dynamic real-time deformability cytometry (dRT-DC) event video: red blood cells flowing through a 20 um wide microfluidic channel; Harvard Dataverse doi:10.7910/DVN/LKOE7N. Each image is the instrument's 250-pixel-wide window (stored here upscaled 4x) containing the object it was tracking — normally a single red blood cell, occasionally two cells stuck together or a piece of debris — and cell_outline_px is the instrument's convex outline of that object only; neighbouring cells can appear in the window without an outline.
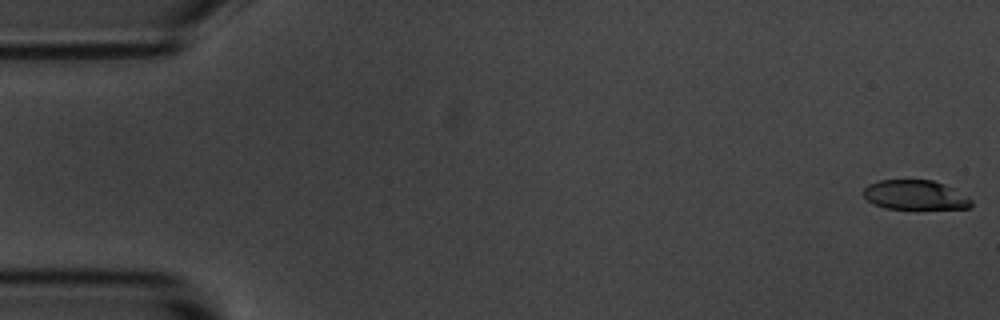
{"species": "common noctule bat (a hibernating species)", "species_latin": "Nyctalus noctula", "temperature_condition": "room temperature", "stored_images_in_passage": 5, "camera_frame_rate_fps": 3000, "um_per_image_px": 0.085, "animal": {"sex": "male", "body_mass_g": 20.1, "forearm_length_mm": 53.5}, "frame": {"image": 1, "passage_image": 1, "time_ms": 0.0, "image_size_px": [1000, 320], "cell_outline_px": [[972, 204], [968, 208], [884, 208], [868, 200], [860, 192], [868, 184], [880, 180], [932, 180], [944, 184], [952, 188], [972, 200]], "centroid_in_image_um": [77.74, 16.56], "position_along_channel_um": 7.3, "area_um2": 18.26}}
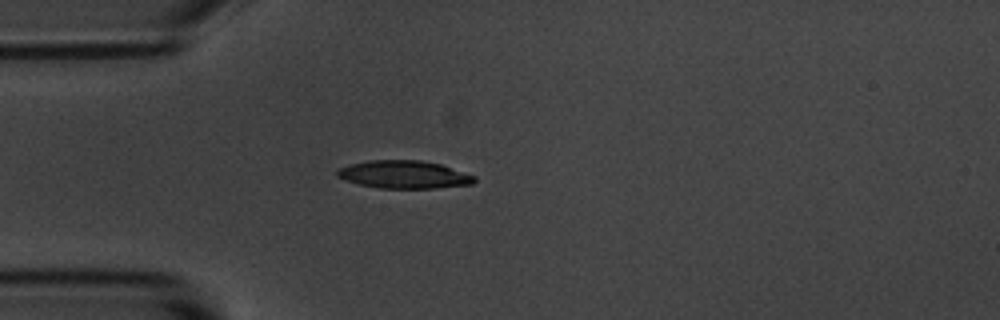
{"frame": {"image": 2, "passage_image": 5, "time_ms": 4.667, "image_size_px": [1000, 320], "cell_outline_px": [[476, 180], [472, 184], [432, 188], [380, 188], [360, 184], [336, 176], [336, 168], [348, 164], [368, 160], [420, 160], [440, 164], [476, 176]], "centroid_in_image_um": [34.31, 14.82], "position_along_channel_um": 50.7, "area_um2": 22.2}}